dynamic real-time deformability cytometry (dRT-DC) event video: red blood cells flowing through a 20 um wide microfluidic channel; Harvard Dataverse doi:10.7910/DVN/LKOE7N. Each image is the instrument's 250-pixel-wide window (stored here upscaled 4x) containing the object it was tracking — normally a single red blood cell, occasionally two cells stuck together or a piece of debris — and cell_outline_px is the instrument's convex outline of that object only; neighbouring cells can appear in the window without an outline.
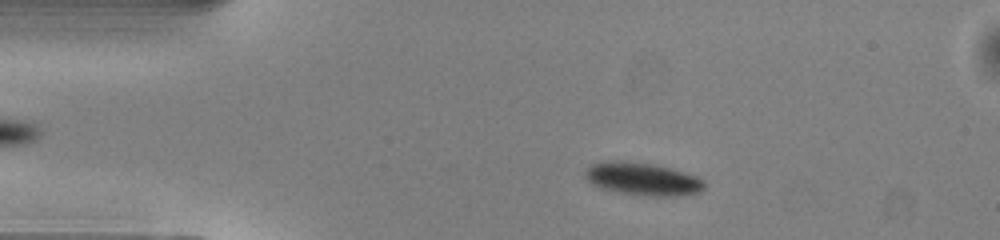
{"species": "common noctule bat (a hibernating species)", "species_latin": "Nyctalus noctula", "temperature_condition": "warm", "stored_images_in_passage": 49, "camera_frame_rate_fps": 3000, "um_per_image_px": 0.085, "animal": {"sex": "male", "body_mass_g": 13.0, "forearm_length_mm": 53.1}, "frame": {"image": 1, "passage_image": 8, "time_ms": 2.333, "image_size_px": [1000, 240], "cell_outline_px": [[704, 188], [700, 192], [676, 196], [648, 196], [620, 192], [600, 188], [592, 184], [584, 176], [584, 172], [592, 164], [604, 160], [620, 160], [652, 164], [672, 168], [696, 176], [704, 180]], "centroid_in_image_um": [54.61, 15.2], "position_along_channel_um": 30.4, "area_um2": 22.83}}
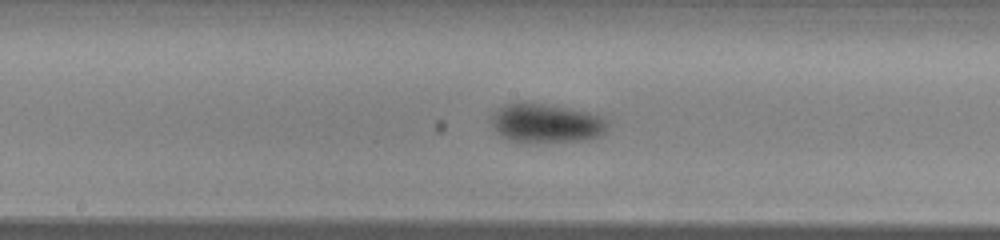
{"frame": {"image": 2, "passage_image": 24, "time_ms": 7.667, "image_size_px": [1000, 240], "cell_outline_px": [[608, 128], [600, 136], [588, 140], [532, 144], [512, 140], [500, 136], [492, 124], [492, 116], [496, 108], [504, 104], [520, 100], [544, 104], [588, 112], [600, 116], [608, 124]], "centroid_in_image_um": [46.39, 10.48], "position_along_channel_um": 201.8, "area_um2": 27.05}}
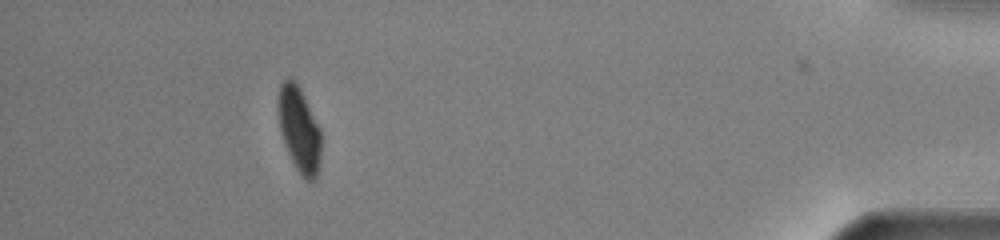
{"frame": {"image": 3, "passage_image": 44, "time_ms": 14.333, "image_size_px": [1000, 240], "cell_outline_px": [[320, 164], [316, 176], [312, 180], [308, 180], [300, 176], [284, 144], [280, 128], [276, 108], [276, 100], [280, 84], [288, 76], [300, 88], [320, 128]], "centroid_in_image_um": [25.4, 10.97], "position_along_channel_um": 409.8, "area_um2": 21.39}, "authors_computed_cell_mechanics": {"area_um2": 23.1778, "velocity_mm_per_s": 4.0859, "shape_relaxation_time_tau1_ms": 2.3039, "shape_relaxation_time_tau2_ms": null, "deformation_change_tau1": 0.0839, "deformation_change_tau2": null}}